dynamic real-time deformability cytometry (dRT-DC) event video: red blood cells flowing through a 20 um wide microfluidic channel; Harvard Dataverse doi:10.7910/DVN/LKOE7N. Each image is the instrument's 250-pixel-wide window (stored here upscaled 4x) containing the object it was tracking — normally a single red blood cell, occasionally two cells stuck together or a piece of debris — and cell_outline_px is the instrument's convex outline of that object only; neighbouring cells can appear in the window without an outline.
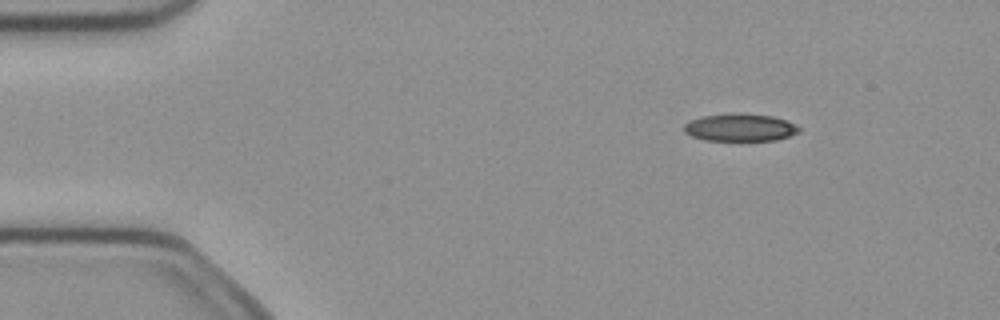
{"species": "common noctule bat (a hibernating species)", "species_latin": "Nyctalus noctula", "temperature_condition": "cold", "stored_images_in_passage": 5, "camera_frame_rate_fps": 3000, "um_per_image_px": 0.085, "animal": {"sex": "female", "body_mass_g": 21.9}, "frame": {"image": 1, "passage_image": 2, "time_ms": 0.333, "image_size_px": [1000, 320], "cell_outline_px": [[800, 132], [776, 140], [704, 140], [692, 136], [684, 132], [684, 124], [688, 120], [704, 116], [772, 116], [788, 120], [800, 128]], "centroid_in_image_um": [62.91, 10.88], "position_along_channel_um": 22.1, "area_um2": 17.57}}
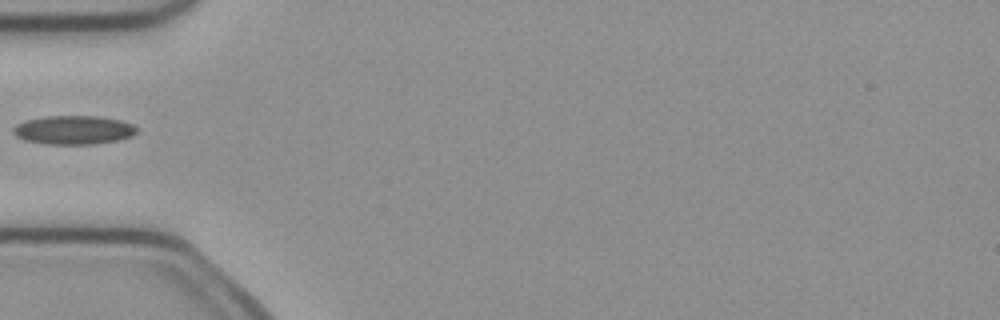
{"frame": {"image": 2, "passage_image": 5, "time_ms": 1.333, "image_size_px": [1000, 320], "cell_outline_px": [[136, 132], [132, 136], [116, 140], [92, 144], [44, 144], [24, 140], [16, 136], [12, 132], [12, 128], [16, 124], [28, 120], [44, 116], [100, 116], [120, 120], [132, 124], [136, 128]], "centroid_in_image_um": [6.22, 11.04], "position_along_channel_um": 78.8, "area_um2": 20.69}}